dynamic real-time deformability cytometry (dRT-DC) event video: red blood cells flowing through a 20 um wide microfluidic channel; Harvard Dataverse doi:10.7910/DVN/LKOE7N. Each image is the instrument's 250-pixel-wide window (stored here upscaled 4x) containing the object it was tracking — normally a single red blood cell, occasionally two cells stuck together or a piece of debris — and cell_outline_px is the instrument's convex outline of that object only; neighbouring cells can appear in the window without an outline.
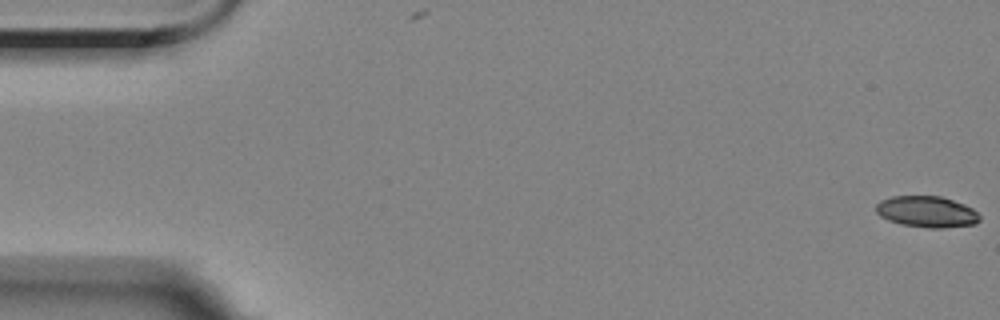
{"species": "Egyptian fruit bat (a non-hibernating species)", "species_latin": "Rousettus aegyptiacus", "temperature_condition": "room temperature", "stored_images_in_passage": 7, "camera_frame_rate_fps": 3000, "um_per_image_px": 0.085, "animal": {"sex": "female"}, "frame": {"image": 1, "passage_image": 1, "time_ms": 0.0, "image_size_px": [1000, 320], "cell_outline_px": [[980, 220], [976, 224], [944, 228], [928, 228], [900, 224], [888, 220], [880, 216], [876, 212], [876, 204], [880, 200], [892, 196], [940, 196], [964, 204], [972, 208], [980, 216]], "centroid_in_image_um": [78.77, 18.0], "position_along_channel_um": 6.2, "area_um2": 18.96}}
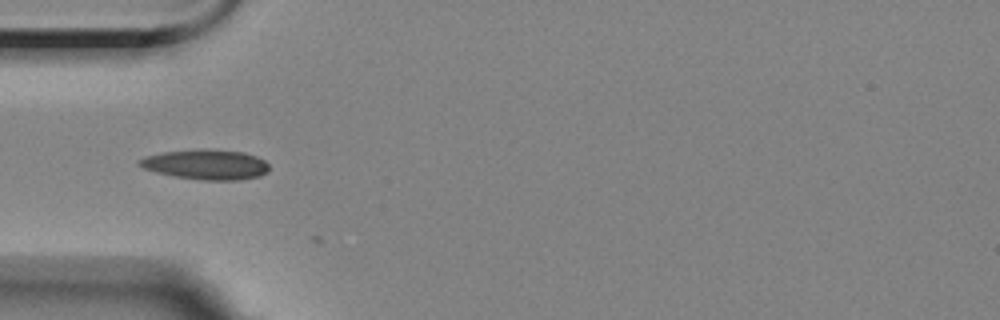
{"frame": {"image": 2, "passage_image": 6, "time_ms": 5.667, "image_size_px": [1000, 320], "cell_outline_px": [[268, 172], [260, 176], [240, 180], [200, 180], [172, 176], [156, 172], [144, 168], [136, 164], [144, 156], [164, 152], [244, 152], [256, 156], [264, 160], [268, 164]], "centroid_in_image_um": [17.53, 14.04], "position_along_channel_um": 67.5, "area_um2": 21.73}}